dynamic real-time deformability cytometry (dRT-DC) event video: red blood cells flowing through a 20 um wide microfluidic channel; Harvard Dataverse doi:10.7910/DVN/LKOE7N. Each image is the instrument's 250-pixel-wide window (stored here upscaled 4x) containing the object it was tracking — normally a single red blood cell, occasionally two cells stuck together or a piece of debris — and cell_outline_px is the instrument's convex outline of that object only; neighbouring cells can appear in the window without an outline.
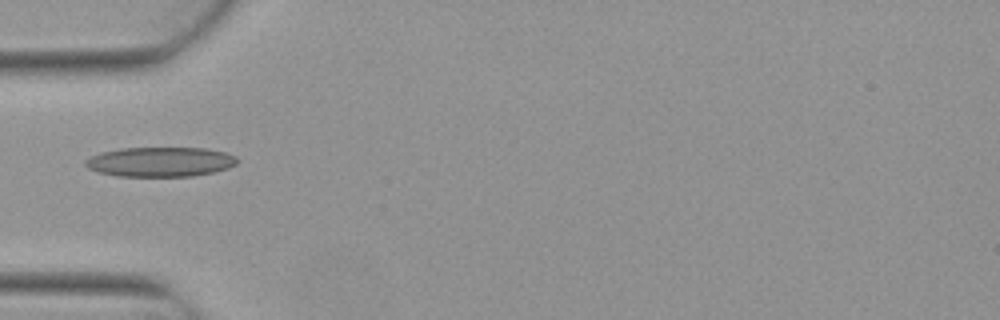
{"species": "Egyptian fruit bat (a non-hibernating species)", "species_latin": "Rousettus aegyptiacus", "temperature_condition": "warm", "stored_images_in_passage": 1, "camera_frame_rate_fps": 3000, "um_per_image_px": 0.085, "animal": {"sex": "female"}, "frame": {"image": 1, "passage_image": 1, "time_ms": 0.0, "image_size_px": [1000, 320], "cell_outline_px": [[240, 160], [236, 164], [228, 168], [212, 172], [192, 176], [116, 176], [100, 172], [88, 168], [84, 164], [84, 160], [100, 152], [120, 148], [208, 148], [224, 152], [236, 156]], "centroid_in_image_um": [13.63, 13.75], "position_along_channel_um": 71.4, "area_um2": 26.3}}